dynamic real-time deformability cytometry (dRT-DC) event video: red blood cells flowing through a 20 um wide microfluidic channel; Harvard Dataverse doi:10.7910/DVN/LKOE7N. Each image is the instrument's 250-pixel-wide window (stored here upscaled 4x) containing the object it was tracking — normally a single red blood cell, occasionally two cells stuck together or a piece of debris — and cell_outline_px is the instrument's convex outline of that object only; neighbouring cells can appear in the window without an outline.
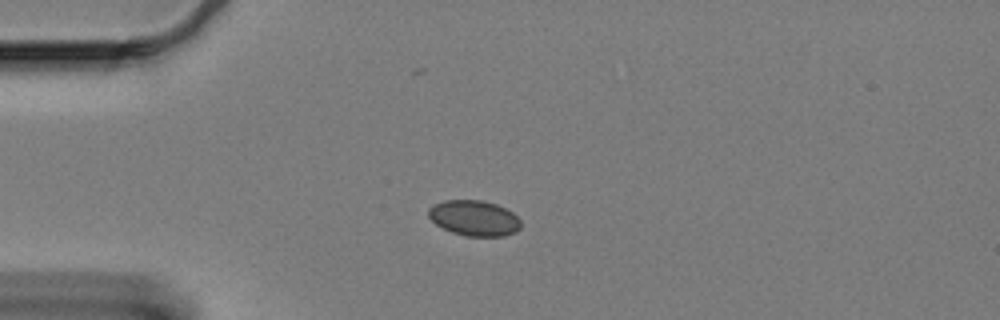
{"species": "Egyptian fruit bat (a non-hibernating species)", "species_latin": "Rousettus aegyptiacus", "temperature_condition": "cold", "stored_images_in_passage": 46, "camera_frame_rate_fps": 3000, "um_per_image_px": 0.085, "animal": {"sex": "female"}, "frame": {"image": 1, "passage_image": 1, "time_ms": 0.0, "image_size_px": [1000, 320], "cell_outline_px": [[520, 228], [516, 232], [504, 236], [464, 236], [452, 232], [436, 224], [428, 216], [428, 208], [432, 204], [444, 200], [480, 200], [496, 204], [512, 212], [520, 220]], "centroid_in_image_um": [40.29, 18.53], "position_along_channel_um": 44.7, "area_um2": 19.13}}
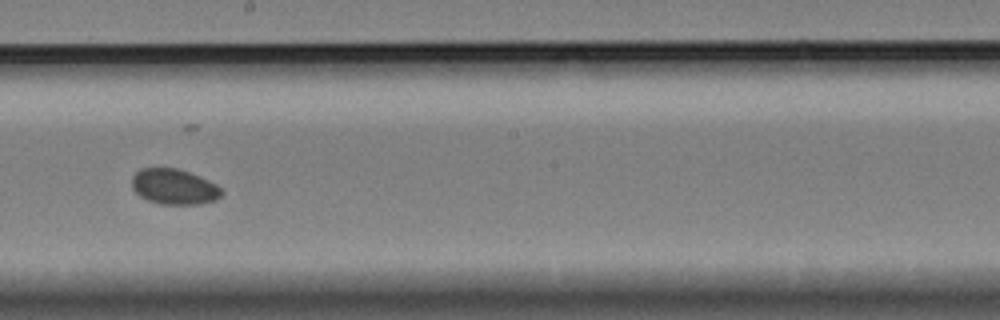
{"frame": {"image": 2, "passage_image": 20, "time_ms": 6.333, "image_size_px": [1000, 320], "cell_outline_px": [[224, 192], [216, 200], [200, 204], [160, 204], [148, 200], [140, 196], [132, 188], [132, 176], [140, 168], [176, 168], [200, 176], [216, 184]], "centroid_in_image_um": [14.8, 15.87], "position_along_channel_um": 233.4, "area_um2": 18.55}}
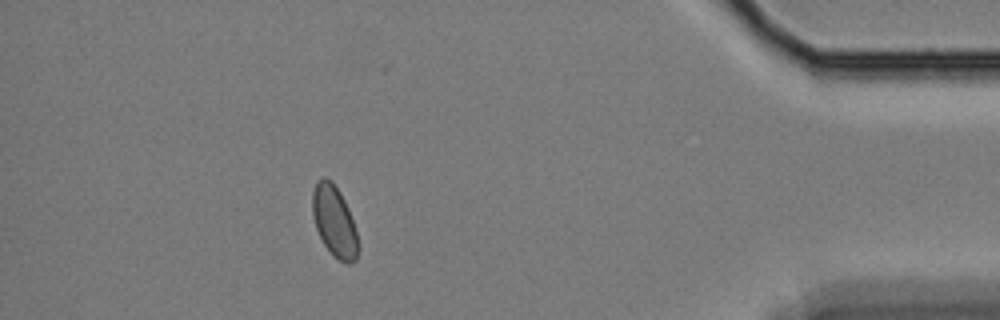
{"frame": {"image": 3, "passage_image": 40, "time_ms": 13.0, "image_size_px": [1000, 320], "cell_outline_px": [[360, 248], [356, 260], [352, 264], [348, 264], [340, 260], [324, 244], [316, 228], [312, 212], [312, 192], [320, 176], [324, 176], [332, 180], [340, 192], [348, 208], [360, 244]], "centroid_in_image_um": [28.43, 18.79], "position_along_channel_um": 406.8, "area_um2": 18.9}}